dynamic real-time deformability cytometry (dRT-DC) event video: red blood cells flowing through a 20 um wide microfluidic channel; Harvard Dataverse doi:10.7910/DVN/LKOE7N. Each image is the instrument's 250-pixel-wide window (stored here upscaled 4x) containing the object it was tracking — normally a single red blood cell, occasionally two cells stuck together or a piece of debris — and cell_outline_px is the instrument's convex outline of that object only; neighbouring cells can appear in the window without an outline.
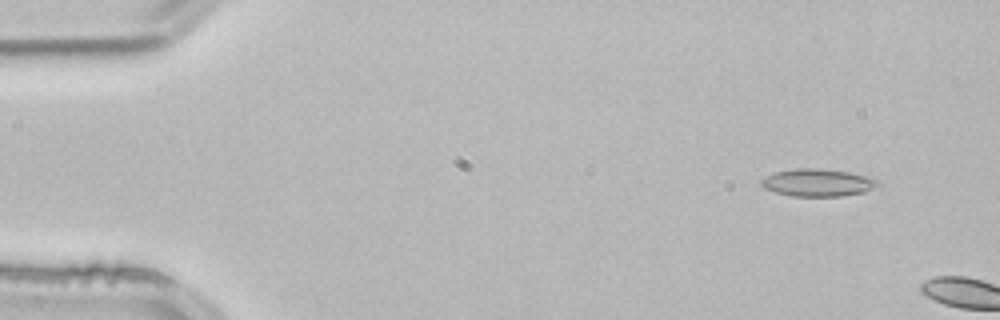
{"species": "common noctule bat (a hibernating species)", "species_latin": "Nyctalus noctula", "temperature_condition": "room temperature", "stored_images_in_passage": 2, "camera_frame_rate_fps": 3000, "um_per_image_px": 0.085, "animal": {"sex": "male", "body_mass_g": 21.5, "forearm_length_mm": 52.0}, "frame": {"image": 1, "passage_image": 1, "time_ms": 0.0, "image_size_px": [1000, 320], "cell_outline_px": [[880, 184], [864, 192], [844, 196], [792, 196], [776, 192], [764, 188], [760, 184], [760, 180], [776, 172], [792, 168], [820, 168], [848, 172], [872, 176]], "centroid_in_image_um": [69.52, 15.52], "position_along_channel_um": 15.5, "area_um2": 18.73}}